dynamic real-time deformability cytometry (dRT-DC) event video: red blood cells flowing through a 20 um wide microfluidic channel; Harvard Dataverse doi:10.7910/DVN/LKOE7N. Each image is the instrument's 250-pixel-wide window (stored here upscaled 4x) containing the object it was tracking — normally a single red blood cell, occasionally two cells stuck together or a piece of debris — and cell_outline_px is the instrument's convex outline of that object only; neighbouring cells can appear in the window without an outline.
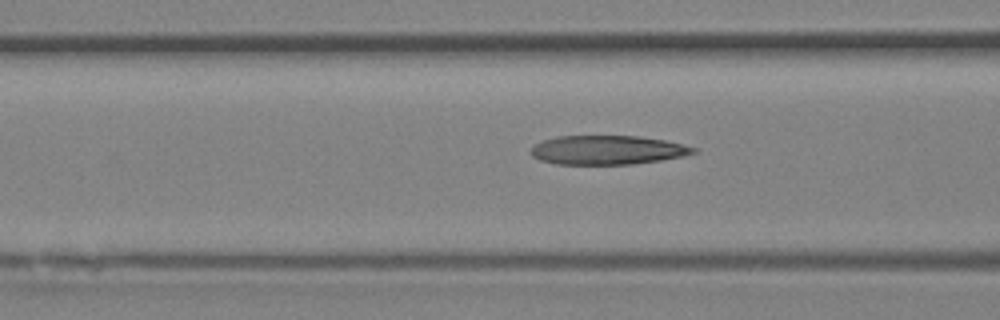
{"species": "Egyptian fruit bat (a non-hibernating species)", "species_latin": "Rousettus aegyptiacus", "temperature_condition": "room temperature", "stored_images_in_passage": 6, "camera_frame_rate_fps": 3000, "um_per_image_px": 0.085, "animal": {"sex": "female"}, "frame": {"image": 1, "passage_image": 6, "time_ms": 1.667, "image_size_px": [1000, 320], "cell_outline_px": [[696, 152], [684, 156], [660, 160], [632, 164], [556, 164], [540, 160], [532, 156], [532, 144], [556, 136], [640, 136], [664, 140], [684, 144], [696, 148]], "centroid_in_image_um": [51.63, 12.75], "position_along_channel_um": 115.0, "area_um2": 27.51}}